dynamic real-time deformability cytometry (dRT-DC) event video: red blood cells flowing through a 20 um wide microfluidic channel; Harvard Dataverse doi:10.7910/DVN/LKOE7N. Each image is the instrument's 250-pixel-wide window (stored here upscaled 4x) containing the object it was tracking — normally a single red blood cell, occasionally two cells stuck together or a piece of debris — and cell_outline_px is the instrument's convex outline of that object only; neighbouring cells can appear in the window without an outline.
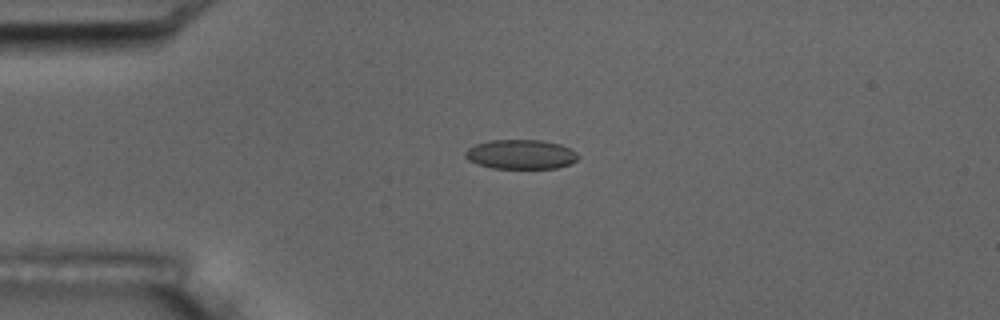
{"species": "common noctule bat (a hibernating species)", "species_latin": "Nyctalus noctula", "temperature_condition": "room temperature", "stored_images_in_passage": 3, "camera_frame_rate_fps": 3000, "um_per_image_px": 0.085, "animal": {"sex": "male", "body_mass_g": 17.5, "forearm_length_mm": 52.3}, "frame": {"image": 1, "passage_image": 1, "time_ms": 0.0, "image_size_px": [1000, 320], "cell_outline_px": [[580, 156], [572, 164], [556, 168], [492, 168], [468, 160], [464, 156], [464, 152], [468, 148], [476, 144], [492, 140], [540, 140], [560, 144], [576, 152]], "centroid_in_image_um": [44.28, 13.12], "position_along_channel_um": 40.7, "area_um2": 19.31}}